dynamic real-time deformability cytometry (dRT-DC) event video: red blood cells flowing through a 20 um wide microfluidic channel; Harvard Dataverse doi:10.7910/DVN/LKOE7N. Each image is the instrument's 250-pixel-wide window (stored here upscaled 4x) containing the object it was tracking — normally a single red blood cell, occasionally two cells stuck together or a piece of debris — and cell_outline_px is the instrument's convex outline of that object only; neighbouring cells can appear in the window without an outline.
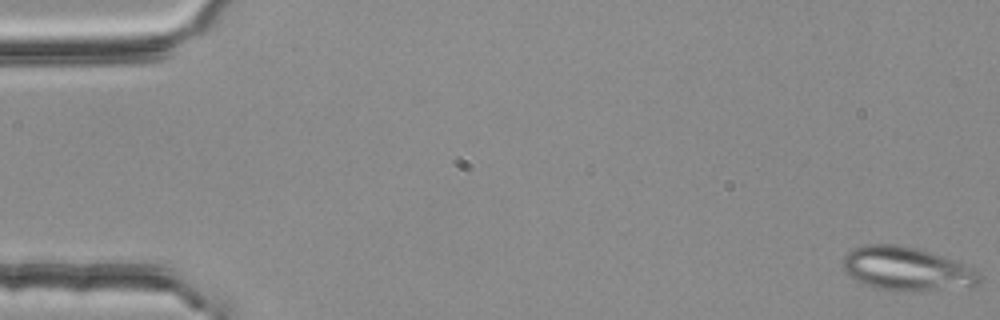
{"species": "common noctule bat (a hibernating species)", "species_latin": "Nyctalus noctula", "temperature_condition": "room temperature", "stored_images_in_passage": 18, "camera_frame_rate_fps": 3000, "um_per_image_px": 0.085, "animal": {"sex": "female", "body_mass_g": 25.1}, "frame": {"image": 1, "passage_image": 1, "time_ms": 0.0, "image_size_px": [1000, 320], "cell_outline_px": [[980, 284], [972, 288], [912, 292], [896, 292], [872, 288], [852, 276], [844, 268], [844, 256], [848, 252], [864, 244], [892, 244], [916, 248], [964, 264], [980, 272]], "centroid_in_image_um": [77.14, 22.9], "position_along_channel_um": 7.9, "area_um2": 34.97}}